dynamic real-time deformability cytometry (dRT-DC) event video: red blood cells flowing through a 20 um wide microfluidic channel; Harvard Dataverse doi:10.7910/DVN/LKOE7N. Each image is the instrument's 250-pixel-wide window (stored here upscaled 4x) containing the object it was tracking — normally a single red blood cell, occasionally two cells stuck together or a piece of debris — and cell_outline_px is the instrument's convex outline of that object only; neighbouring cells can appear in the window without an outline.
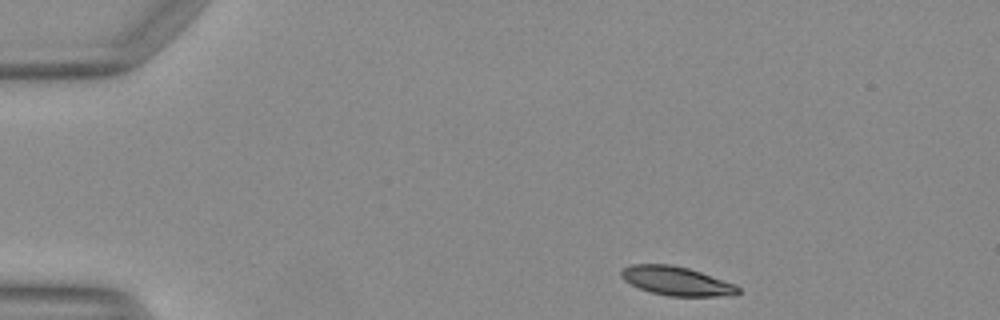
{"species": "Egyptian fruit bat (a non-hibernating species)", "species_latin": "Rousettus aegyptiacus", "temperature_condition": "warm", "stored_images_in_passage": 43, "camera_frame_rate_fps": 3000, "um_per_image_px": 0.085, "animal": {"sex": "female"}, "frame": {"image": 1, "passage_image": 1, "time_ms": 0.0, "image_size_px": [1000, 320], "cell_outline_px": [[740, 292], [736, 296], [668, 296], [652, 292], [640, 288], [624, 280], [620, 276], [620, 272], [624, 268], [632, 264], [672, 264], [688, 268], [736, 284], [740, 288]], "centroid_in_image_um": [57.55, 23.89], "position_along_channel_um": 27.5, "area_um2": 19.71}}
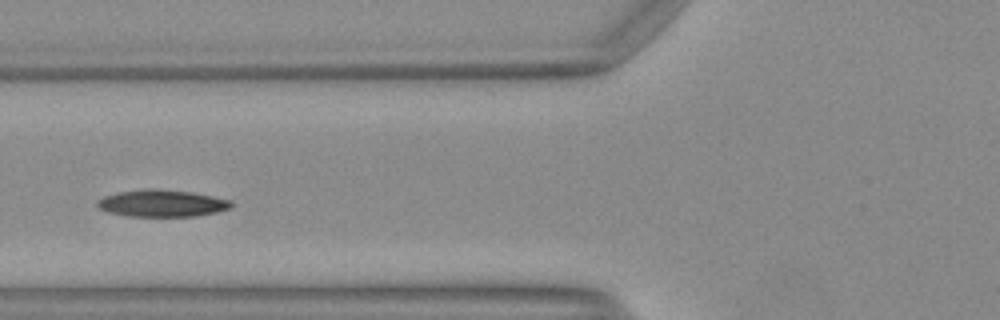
{"frame": {"image": 2, "passage_image": 13, "time_ms": 4.0, "image_size_px": [1000, 320], "cell_outline_px": [[232, 208], [216, 212], [196, 216], [128, 216], [108, 212], [100, 208], [96, 204], [96, 200], [104, 196], [116, 192], [148, 188], [156, 188], [192, 192], [232, 200]], "centroid_in_image_um": [13.76, 17.27], "position_along_channel_um": 112.0, "area_um2": 21.21}}
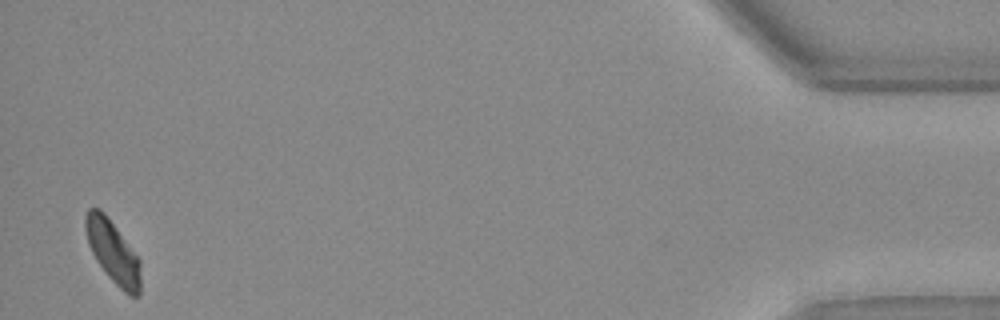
{"frame": {"image": 3, "passage_image": 42, "time_ms": 13.667, "image_size_px": [1000, 320], "cell_outline_px": [[140, 296], [128, 296], [108, 276], [96, 260], [88, 244], [84, 228], [84, 216], [88, 208], [100, 208], [104, 212], [140, 260]], "centroid_in_image_um": [9.57, 21.4], "position_along_channel_um": 425.6, "area_um2": 20.0}, "authors_computed_cell_mechanics": {"area_um2": 20.4034, "velocity_mm_per_s": 4.1024, "shape_relaxation_time_tau1_ms": 6.4705, "shape_relaxation_time_tau2_ms": null, "deformation_change_tau1": 0.1611, "deformation_change_tau2": null}}